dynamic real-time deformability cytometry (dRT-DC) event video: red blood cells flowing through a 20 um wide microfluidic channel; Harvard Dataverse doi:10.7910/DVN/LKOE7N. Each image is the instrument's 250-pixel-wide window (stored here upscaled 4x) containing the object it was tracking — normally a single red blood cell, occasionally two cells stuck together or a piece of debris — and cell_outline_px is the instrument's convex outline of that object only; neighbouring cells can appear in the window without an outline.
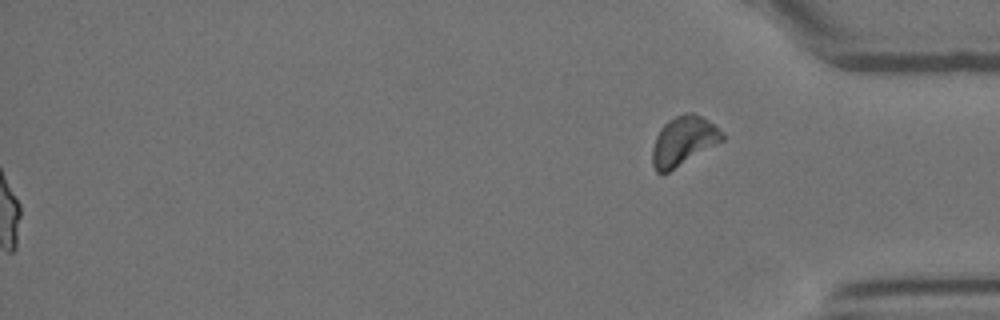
{"species": "Egyptian fruit bat (a non-hibernating species)", "species_latin": "Rousettus aegyptiacus", "temperature_condition": "room temperature", "stored_images_in_passage": 58, "segment_of_instrument_passage": [2, 2], "camera_frame_rate_fps": 3000, "um_per_image_px": 0.085, "animal": {"sex": "female"}, "frame": {"image": 1, "passage_image": 58, "time_ms": 19.0, "image_size_px": [1000, 320], "cell_outline_px": [[724, 140], [668, 172], [660, 176], [656, 172], [652, 164], [652, 148], [656, 136], [660, 128], [668, 120], [684, 112], [692, 112], [708, 120], [724, 132]], "centroid_in_image_um": [58.07, 11.98], "position_along_channel_um": 377.1, "area_um2": 20.11}}